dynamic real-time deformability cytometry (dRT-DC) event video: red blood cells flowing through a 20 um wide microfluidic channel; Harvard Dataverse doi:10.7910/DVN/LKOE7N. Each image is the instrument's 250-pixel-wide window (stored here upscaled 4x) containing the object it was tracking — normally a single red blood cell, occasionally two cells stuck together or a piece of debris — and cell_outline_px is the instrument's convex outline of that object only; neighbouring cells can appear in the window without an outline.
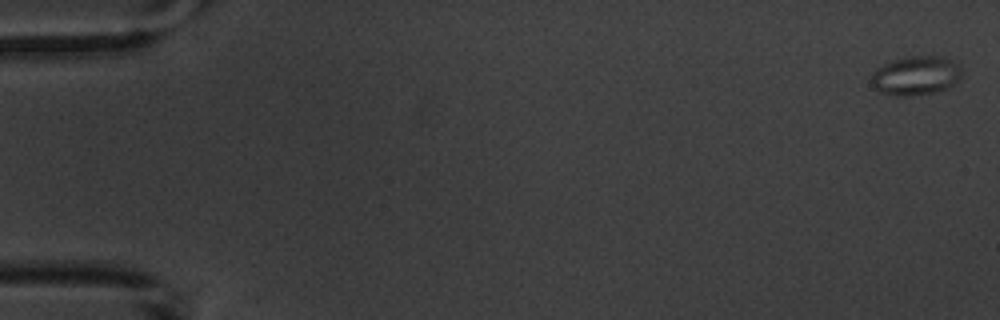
{"species": "common noctule bat (a hibernating species)", "species_latin": "Nyctalus noctula", "temperature_condition": "warm", "stored_images_in_passage": 7, "camera_frame_rate_fps": 3000, "um_per_image_px": 0.085, "animal": {"sex": "male", "body_mass_g": 20.1, "forearm_length_mm": 53.5}, "frame": {"image": 1, "passage_image": 1, "time_ms": 0.0, "image_size_px": [1000, 320], "cell_outline_px": [[960, 76], [952, 84], [944, 88], [932, 92], [912, 96], [896, 96], [880, 92], [876, 88], [872, 80], [872, 72], [876, 68], [884, 64], [908, 56], [940, 56], [956, 64], [960, 68]], "centroid_in_image_um": [77.79, 6.43], "position_along_channel_um": 7.2, "area_um2": 19.94}}
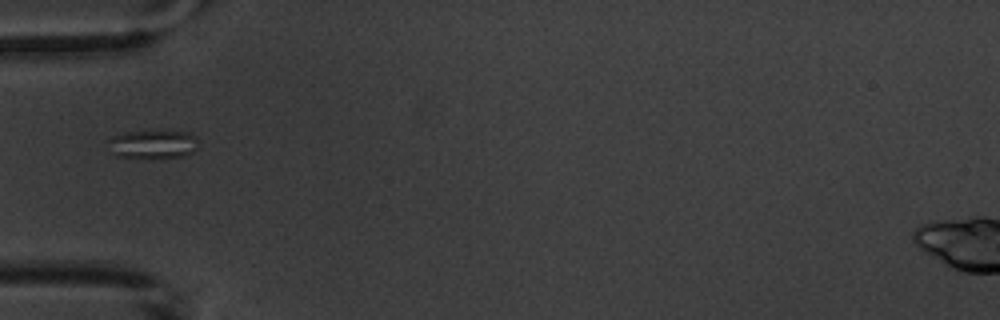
{"frame": {"image": 2, "passage_image": 6, "time_ms": 6.333, "image_size_px": [1000, 320], "cell_outline_px": [[200, 144], [192, 152], [184, 156], [164, 160], [152, 160], [112, 156], [108, 140], [112, 136], [124, 132], [188, 132], [196, 136]], "centroid_in_image_um": [13.0, 12.33], "position_along_channel_um": 72.0, "area_um2": 15.66}}
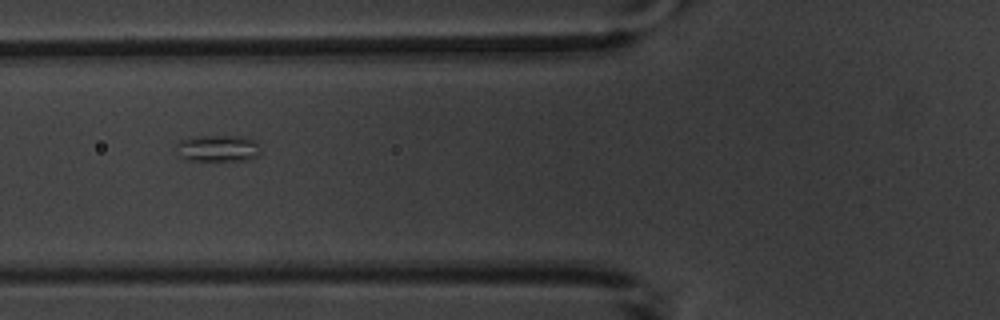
{"frame": {"image": 3, "passage_image": 7, "time_ms": 7.333, "image_size_px": [1000, 320], "cell_outline_px": [[260, 156], [252, 160], [188, 160], [180, 156], [176, 144], [180, 140], [192, 136], [240, 136], [256, 140], [260, 152]], "centroid_in_image_um": [18.56, 12.6], "position_along_channel_um": 107.2, "area_um2": 13.18}}